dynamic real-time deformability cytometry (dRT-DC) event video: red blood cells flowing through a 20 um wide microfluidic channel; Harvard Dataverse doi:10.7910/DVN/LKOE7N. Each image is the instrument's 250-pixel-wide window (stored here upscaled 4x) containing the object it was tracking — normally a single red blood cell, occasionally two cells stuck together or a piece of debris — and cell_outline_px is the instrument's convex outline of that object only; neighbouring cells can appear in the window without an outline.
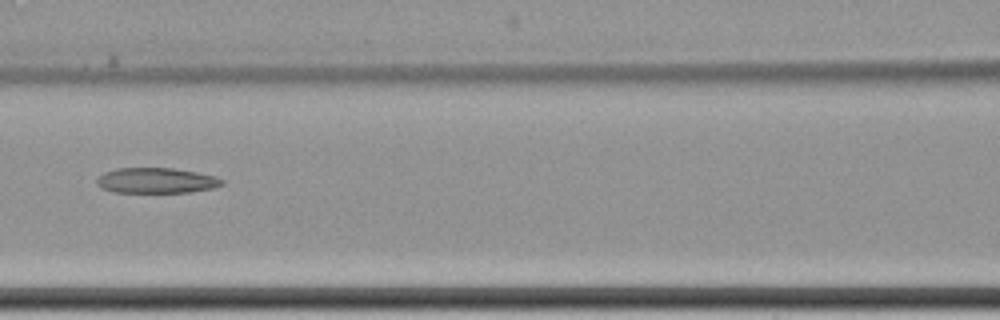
{"species": "common noctule bat (a hibernating species)", "species_latin": "Nyctalus noctula", "temperature_condition": "cold", "stored_images_in_passage": 7, "camera_frame_rate_fps": 3000, "um_per_image_px": 0.085, "animal": {"sex": "female", "body_mass_g": 22.7, "forearm_length_mm": 54.2}, "frame": {"image": 1, "passage_image": 4, "time_ms": 3.667, "image_size_px": [1000, 320], "cell_outline_px": [[224, 184], [216, 188], [192, 192], [112, 192], [100, 188], [96, 184], [96, 180], [104, 172], [116, 168], [172, 168], [196, 172], [216, 176], [224, 180]], "centroid_in_image_um": [13.3, 15.35], "position_along_channel_um": 153.3, "area_um2": 18.73}}
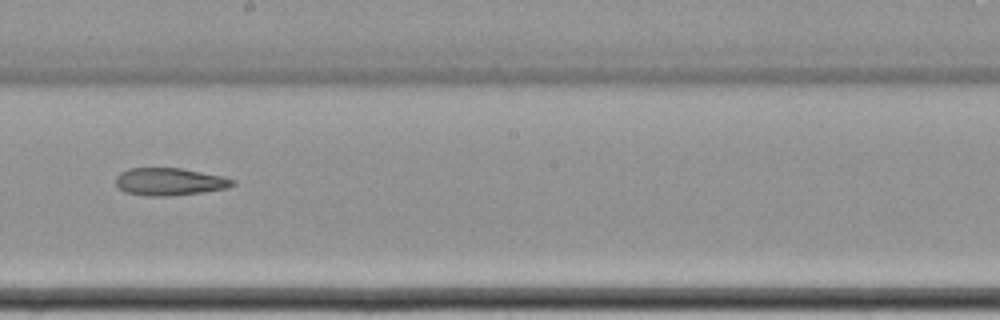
{"frame": {"image": 2, "passage_image": 6, "time_ms": 6.0, "image_size_px": [1000, 320], "cell_outline_px": [[236, 184], [228, 188], [200, 192], [168, 196], [148, 196], [124, 192], [116, 184], [116, 176], [120, 172], [128, 168], [180, 168], [224, 176], [236, 180]], "centroid_in_image_um": [14.42, 15.44], "position_along_channel_um": 233.8, "area_um2": 18.79}}
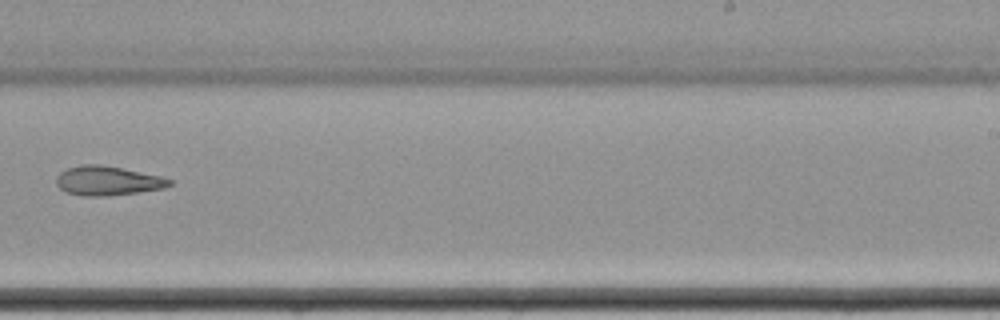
{"frame": {"image": 3, "passage_image": 7, "time_ms": 7.333, "image_size_px": [1000, 320], "cell_outline_px": [[172, 184], [164, 188], [108, 196], [84, 196], [64, 192], [56, 184], [56, 176], [60, 172], [68, 168], [80, 164], [100, 164], [164, 176], [172, 180]], "centroid_in_image_um": [9.14, 15.36], "position_along_channel_um": 279.9, "area_um2": 19.48}}